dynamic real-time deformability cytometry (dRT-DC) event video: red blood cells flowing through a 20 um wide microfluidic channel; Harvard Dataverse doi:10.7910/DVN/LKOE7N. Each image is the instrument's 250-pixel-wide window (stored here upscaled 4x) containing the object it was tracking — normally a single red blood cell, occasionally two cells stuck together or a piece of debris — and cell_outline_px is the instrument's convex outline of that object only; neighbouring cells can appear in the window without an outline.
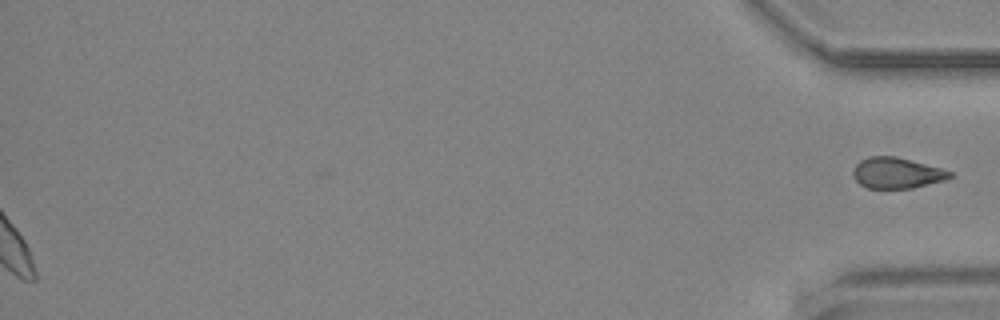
{"species": "common noctule bat (a hibernating species)", "species_latin": "Nyctalus noctula", "temperature_condition": "cold", "stored_images_in_passage": 56, "segment_of_instrument_passage": [2, 2], "camera_frame_rate_fps": 3000, "um_per_image_px": 0.085, "animal": {"sex": "male", "body_mass_g": 19.2, "forearm_length_mm": 51.8}, "frame": {"image": 1, "passage_image": 56, "time_ms": 18.333, "image_size_px": [1000, 320], "cell_outline_px": [[952, 176], [944, 180], [912, 188], [868, 188], [860, 184], [852, 176], [852, 172], [856, 164], [860, 160], [868, 156], [896, 156], [940, 168], [952, 172]], "centroid_in_image_um": [76.18, 14.7], "position_along_channel_um": 359.0, "area_um2": 17.28}}